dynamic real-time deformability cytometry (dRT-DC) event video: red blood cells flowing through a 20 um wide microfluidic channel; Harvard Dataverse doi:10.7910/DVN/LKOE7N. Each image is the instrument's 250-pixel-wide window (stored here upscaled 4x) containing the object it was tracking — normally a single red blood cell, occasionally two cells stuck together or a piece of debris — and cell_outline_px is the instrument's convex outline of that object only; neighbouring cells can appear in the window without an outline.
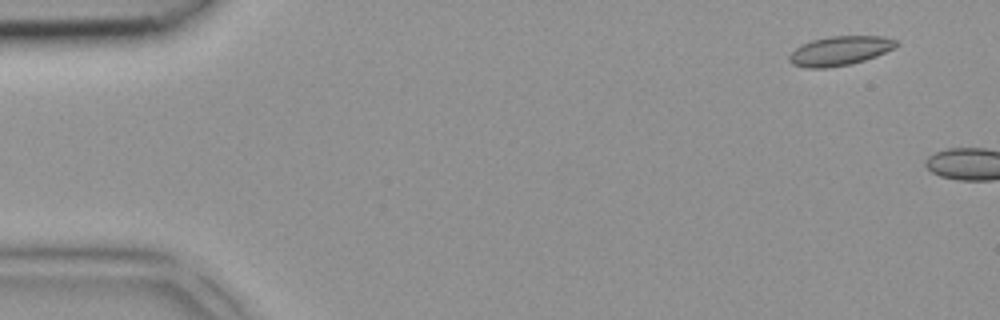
{"species": "common noctule bat (a hibernating species)", "species_latin": "Nyctalus noctula", "temperature_condition": "room temperature", "stored_images_in_passage": 2, "camera_frame_rate_fps": 3000, "um_per_image_px": 0.085, "animal": {"sex": "female", "body_mass_g": 18.4}, "frame": {"image": 1, "passage_image": 1, "time_ms": 0.0, "image_size_px": [1000, 320], "cell_outline_px": [[900, 44], [896, 48], [876, 56], [852, 64], [828, 68], [804, 68], [792, 64], [788, 60], [788, 56], [796, 48], [812, 40], [832, 36], [880, 36], [896, 40]], "centroid_in_image_um": [71.4, 4.33], "position_along_channel_um": 13.6, "area_um2": 18.32}}